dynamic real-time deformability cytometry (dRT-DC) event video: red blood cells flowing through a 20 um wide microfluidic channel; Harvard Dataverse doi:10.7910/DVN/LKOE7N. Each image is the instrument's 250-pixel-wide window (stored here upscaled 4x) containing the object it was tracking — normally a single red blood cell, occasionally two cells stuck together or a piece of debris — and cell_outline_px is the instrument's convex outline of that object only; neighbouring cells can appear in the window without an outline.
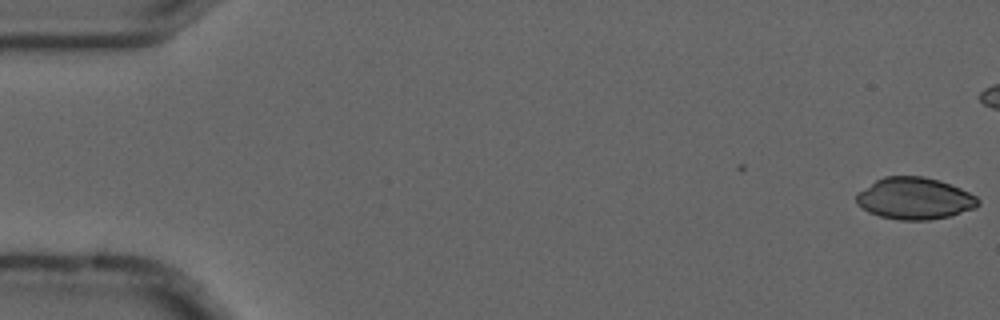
{"species": "common noctule bat (a hibernating species)", "species_latin": "Nyctalus noctula", "temperature_condition": "cold", "stored_images_in_passage": 4, "camera_frame_rate_fps": 3000, "um_per_image_px": 0.085, "animal": {"sex": "male", "forearm_length_mm": 52.5}, "frame": {"image": 1, "passage_image": 1, "time_ms": 0.0, "image_size_px": [1000, 320], "cell_outline_px": [[980, 204], [976, 208], [948, 216], [928, 220], [900, 220], [880, 216], [868, 212], [856, 204], [856, 192], [876, 180], [884, 176], [924, 176], [940, 180], [960, 188], [976, 196], [980, 200]], "centroid_in_image_um": [77.73, 16.86], "position_along_channel_um": 7.3, "area_um2": 29.82}}